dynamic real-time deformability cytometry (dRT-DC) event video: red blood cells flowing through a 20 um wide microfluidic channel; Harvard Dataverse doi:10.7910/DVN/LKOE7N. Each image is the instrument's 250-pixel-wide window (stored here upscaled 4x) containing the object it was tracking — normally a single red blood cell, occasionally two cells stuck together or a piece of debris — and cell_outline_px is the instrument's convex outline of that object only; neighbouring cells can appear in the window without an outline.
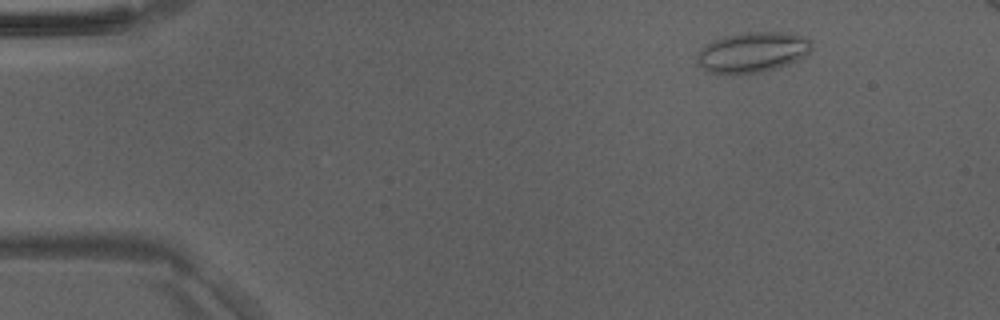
{"species": "Egyptian fruit bat (a non-hibernating species)", "species_latin": "Rousettus aegyptiacus", "temperature_condition": "room temperature", "stored_images_in_passage": 43, "camera_frame_rate_fps": 3000, "um_per_image_px": 0.085, "animal": {"sex": "male"}, "frame": {"image": 1, "passage_image": 1, "time_ms": 0.0, "image_size_px": [1000, 320], "cell_outline_px": [[812, 48], [808, 52], [796, 60], [788, 64], [776, 68], [760, 72], [704, 72], [696, 60], [696, 56], [712, 40], [724, 36], [748, 32], [788, 32], [804, 36], [812, 40]], "centroid_in_image_um": [63.99, 4.41], "position_along_channel_um": 21.0, "area_um2": 26.53}}
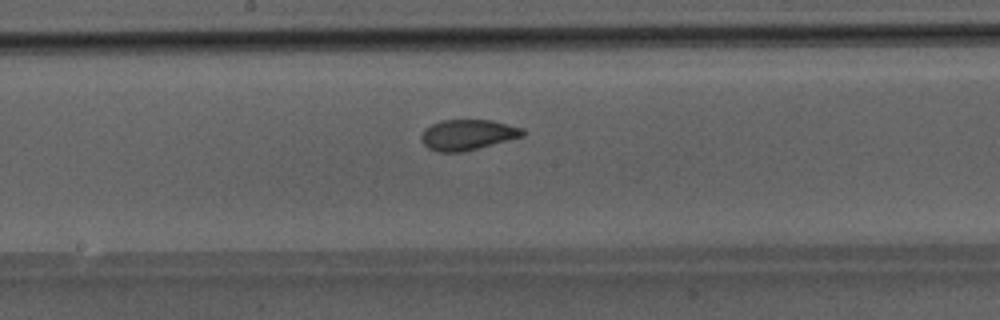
{"frame": {"image": 2, "passage_image": 21, "time_ms": 6.667, "image_size_px": [1000, 320], "cell_outline_px": [[528, 132], [524, 136], [460, 152], [436, 152], [428, 148], [420, 140], [420, 136], [424, 128], [440, 120], [492, 120], [524, 128]], "centroid_in_image_um": [39.74, 11.44], "position_along_channel_um": 208.5, "area_um2": 18.15}}
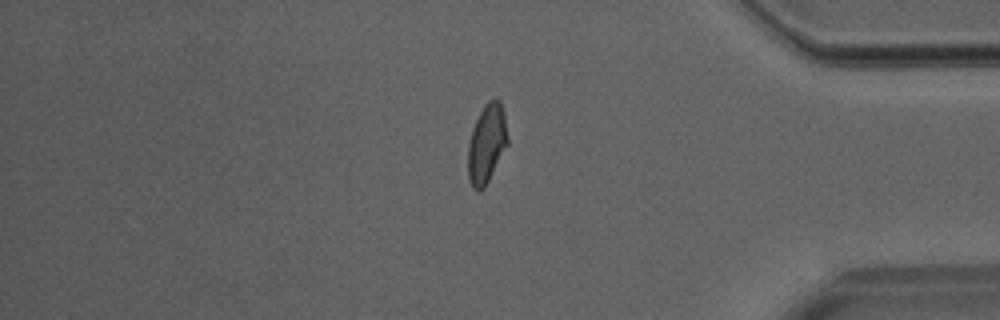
{"frame": {"image": 3, "passage_image": 36, "time_ms": 11.667, "image_size_px": [1000, 320], "cell_outline_px": [[508, 144], [484, 188], [480, 192], [472, 188], [468, 180], [468, 144], [472, 128], [484, 104], [488, 100], [500, 100], [504, 112], [508, 136]], "centroid_in_image_um": [41.36, 12.22], "position_along_channel_um": 393.8, "area_um2": 18.32}}